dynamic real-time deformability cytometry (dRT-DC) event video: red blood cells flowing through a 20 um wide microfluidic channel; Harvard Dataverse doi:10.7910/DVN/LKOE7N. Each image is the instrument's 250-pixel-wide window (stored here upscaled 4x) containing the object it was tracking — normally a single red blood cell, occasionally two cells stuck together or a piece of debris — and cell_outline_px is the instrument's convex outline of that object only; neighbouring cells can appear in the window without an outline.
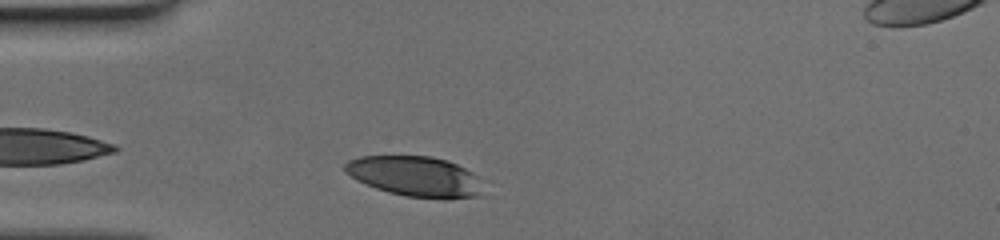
{"species": "human", "species_latin": "Homo sapiens", "temperature_condition": "cold", "stored_images_in_passage": 30, "camera_frame_rate_fps": 3000, "um_per_image_px": 0.085, "donor": {"sex": "female"}, "frame": {"image": 1, "passage_image": 3, "time_ms": 0.667, "image_size_px": [1000, 240], "cell_outline_px": [[476, 196], [444, 200], [404, 196], [388, 192], [376, 188], [356, 180], [344, 172], [344, 164], [348, 160], [360, 156], [432, 156], [448, 160], [472, 172], [476, 176]], "centroid_in_image_um": [35.18, 14.98], "position_along_channel_um": 49.8, "area_um2": 32.14}}
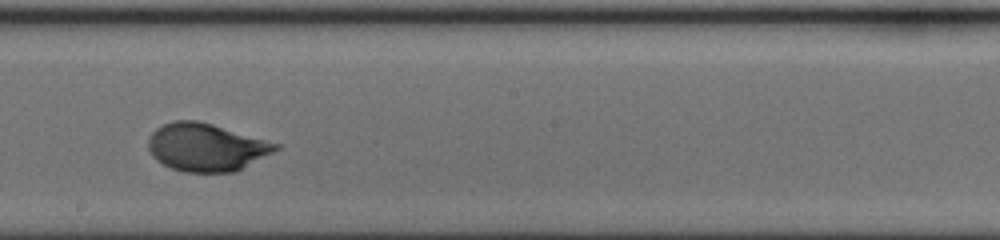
{"frame": {"image": 2, "passage_image": 18, "time_ms": 5.667, "image_size_px": [1000, 240], "cell_outline_px": [[284, 144], [280, 148], [236, 172], [184, 172], [172, 168], [156, 160], [152, 156], [148, 148], [148, 140], [152, 132], [156, 128], [172, 120], [196, 120], [212, 124]], "centroid_in_image_um": [17.56, 12.51], "position_along_channel_um": 230.6, "area_um2": 35.72}}
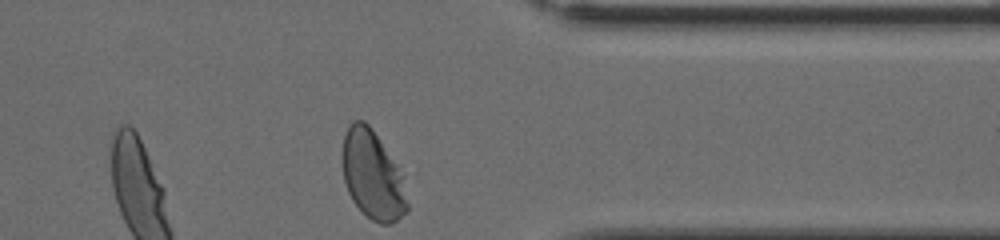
{"frame": {"image": 3, "passage_image": 30, "time_ms": 9.667, "image_size_px": [1000, 240], "cell_outline_px": [[408, 208], [392, 224], [380, 224], [372, 220], [352, 200], [348, 192], [344, 180], [340, 160], [340, 156], [344, 132], [348, 124], [352, 120], [364, 120], [368, 124], [404, 176], [408, 204]], "centroid_in_image_um": [31.63, 14.86], "position_along_channel_um": 379.8, "area_um2": 33.7}}